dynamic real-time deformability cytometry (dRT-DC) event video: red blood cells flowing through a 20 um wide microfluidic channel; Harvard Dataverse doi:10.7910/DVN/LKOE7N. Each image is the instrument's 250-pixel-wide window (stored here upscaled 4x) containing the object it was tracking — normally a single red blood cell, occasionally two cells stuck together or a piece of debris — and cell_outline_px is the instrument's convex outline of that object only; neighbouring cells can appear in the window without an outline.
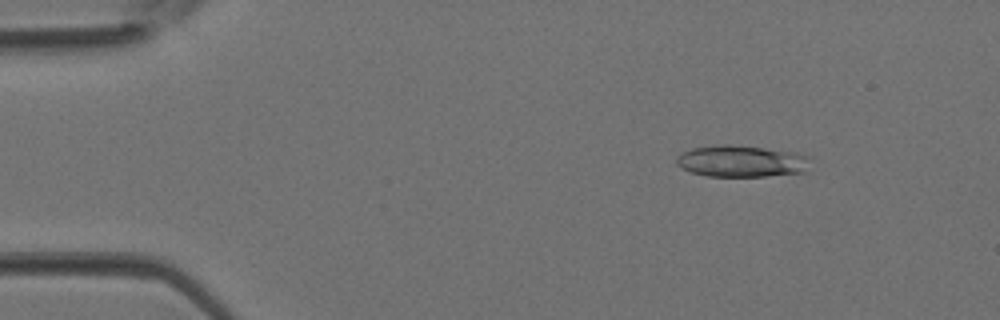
{"species": "Egyptian fruit bat (a non-hibernating species)", "species_latin": "Rousettus aegyptiacus", "temperature_condition": "room temperature", "stored_images_in_passage": 3, "camera_frame_rate_fps": 3000, "um_per_image_px": 0.085, "animal": {"sex": "female"}, "frame": {"image": 1, "passage_image": 2, "time_ms": 0.333, "image_size_px": [1000, 320], "cell_outline_px": [[808, 156], [804, 172], [764, 176], [708, 176], [692, 172], [680, 168], [676, 164], [676, 156], [692, 148], [716, 144], [728, 144], [764, 148], [792, 152]], "centroid_in_image_um": [62.93, 13.69], "position_along_channel_um": 22.1, "area_um2": 24.39}}
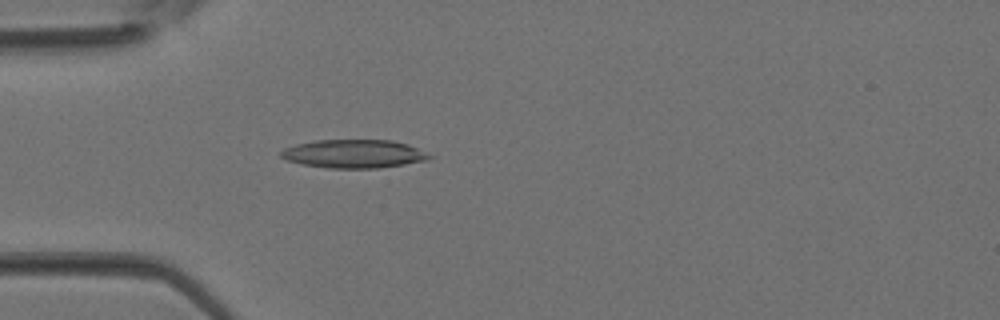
{"frame": {"image": 2, "passage_image": 3, "time_ms": 0.667, "image_size_px": [1000, 320], "cell_outline_px": [[432, 156], [428, 160], [380, 168], [328, 168], [300, 164], [288, 160], [280, 156], [280, 152], [284, 148], [296, 144], [316, 140], [392, 140], [408, 144]], "centroid_in_image_um": [30.05, 13.07], "position_along_channel_um": 54.9, "area_um2": 24.51}}